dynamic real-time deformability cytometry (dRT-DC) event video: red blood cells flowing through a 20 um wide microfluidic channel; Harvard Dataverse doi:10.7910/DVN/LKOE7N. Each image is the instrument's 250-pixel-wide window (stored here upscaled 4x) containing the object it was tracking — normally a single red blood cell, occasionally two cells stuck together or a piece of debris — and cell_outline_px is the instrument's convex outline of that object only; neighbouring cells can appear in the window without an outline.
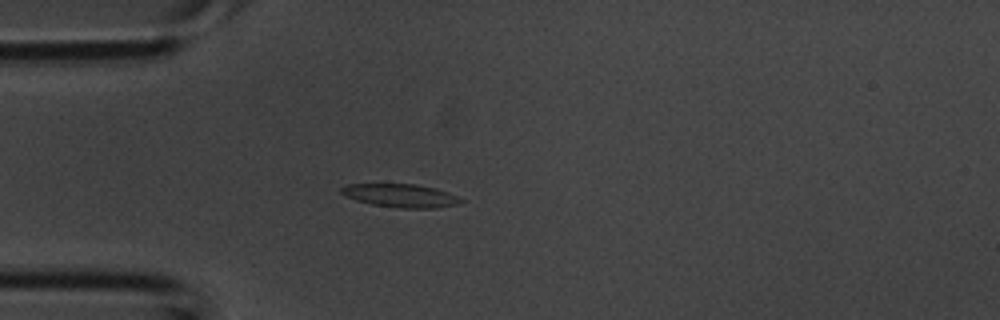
{"species": "common noctule bat (a hibernating species)", "species_latin": "Nyctalus noctula", "temperature_condition": "room temperature", "stored_images_in_passage": 2, "camera_frame_rate_fps": 3000, "um_per_image_px": 0.085, "animal": {"sex": "male", "body_mass_g": 20.1, "forearm_length_mm": 53.5}, "frame": {"image": 1, "passage_image": 2, "time_ms": 0.333, "image_size_px": [1000, 320], "cell_outline_px": [[464, 200], [456, 204], [436, 208], [400, 208], [372, 204], [356, 200], [344, 196], [340, 192], [340, 188], [348, 184], [416, 184], [436, 188], [448, 192]], "centroid_in_image_um": [34.03, 16.62], "position_along_channel_um": 51.0, "area_um2": 16.18}}